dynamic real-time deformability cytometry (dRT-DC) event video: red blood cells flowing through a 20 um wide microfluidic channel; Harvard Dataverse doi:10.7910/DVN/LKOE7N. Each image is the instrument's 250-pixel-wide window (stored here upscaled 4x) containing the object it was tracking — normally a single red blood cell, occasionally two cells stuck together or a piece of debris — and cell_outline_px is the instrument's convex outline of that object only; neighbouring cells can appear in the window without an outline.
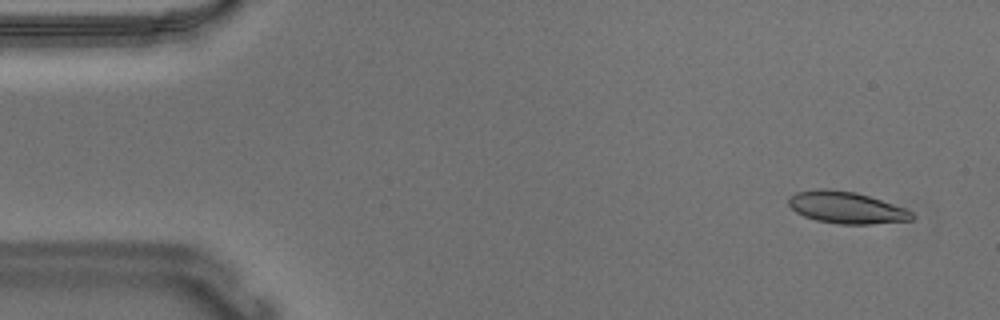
{"species": "Egyptian fruit bat (a non-hibernating species)", "species_latin": "Rousettus aegyptiacus", "temperature_condition": "warm", "stored_images_in_passage": 54, "camera_frame_rate_fps": 3000, "um_per_image_px": 0.085, "animal": {"sex": "male"}, "frame": {"image": 1, "passage_image": 3, "time_ms": 0.667, "image_size_px": [1000, 320], "cell_outline_px": [[916, 216], [912, 220], [872, 224], [840, 224], [816, 220], [804, 216], [796, 212], [788, 204], [788, 200], [796, 192], [816, 188], [828, 188], [856, 192], [904, 208], [912, 212]], "centroid_in_image_um": [71.93, 17.64], "position_along_channel_um": 13.1, "area_um2": 22.83}}
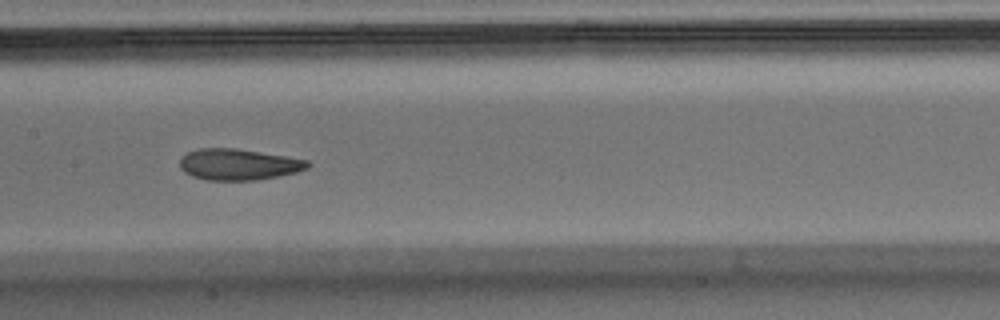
{"frame": {"image": 2, "passage_image": 26, "time_ms": 8.333, "image_size_px": [1000, 320], "cell_outline_px": [[312, 164], [308, 168], [296, 172], [280, 176], [256, 180], [204, 180], [192, 176], [184, 172], [180, 168], [180, 156], [196, 148], [236, 148], [308, 160]], "centroid_in_image_um": [20.25, 13.98], "position_along_channel_um": 187.2, "area_um2": 23.41}}
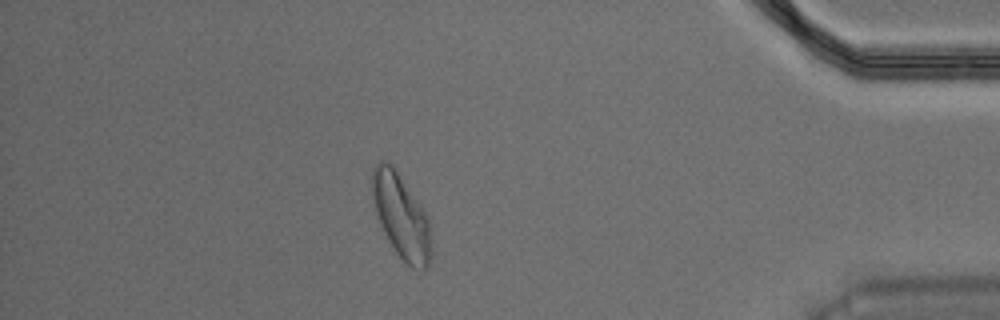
{"frame": {"image": 3, "passage_image": 47, "time_ms": 15.333, "image_size_px": [1000, 320], "cell_outline_px": [[432, 260], [424, 272], [420, 272], [412, 268], [396, 252], [388, 240], [384, 232], [376, 212], [372, 200], [372, 168], [380, 160], [388, 160], [392, 164], [420, 204], [428, 216], [432, 240]], "centroid_in_image_um": [34.14, 18.41], "position_along_channel_um": 401.1, "area_um2": 29.36}, "authors_computed_cell_mechanics": {"area_um2": 23.8425, "velocity_mm_per_s": 3.6731, "shape_relaxation_time_tau1_ms": 7.5015, "shape_relaxation_time_tau2_ms": 2.1698, "deformation_change_tau1": 0.202, "deformation_change_tau2": 0.0856}}